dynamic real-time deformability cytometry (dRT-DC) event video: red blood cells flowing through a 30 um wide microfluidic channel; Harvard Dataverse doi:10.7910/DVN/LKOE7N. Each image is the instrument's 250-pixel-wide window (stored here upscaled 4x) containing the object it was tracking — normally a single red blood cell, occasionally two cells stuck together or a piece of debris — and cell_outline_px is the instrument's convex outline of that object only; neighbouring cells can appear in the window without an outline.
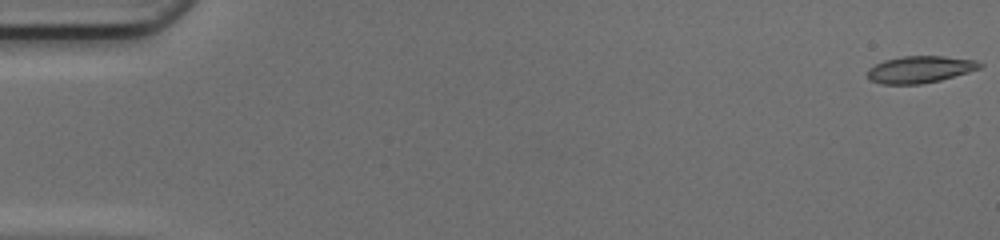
{"species": "common noctule bat (a hibernating species)", "species_latin": "Nyctalus noctula", "temperature_condition": "cold", "stored_images_in_passage": 50, "camera_frame_rate_fps": 3000, "um_per_image_px": 0.085, "animal": {"sex": "female", "body_mass_g": 17.0, "forearm_length_mm": 48.0}, "frame": {"image": 1, "passage_image": 1, "time_ms": 0.0, "image_size_px": [1000, 240], "cell_outline_px": [[984, 64], [980, 68], [968, 72], [940, 80], [920, 84], [884, 84], [872, 80], [868, 76], [868, 68], [884, 60], [900, 56], [944, 56], [976, 60]], "centroid_in_image_um": [78.22, 5.89], "position_along_channel_um": 6.8, "area_um2": 17.51}}
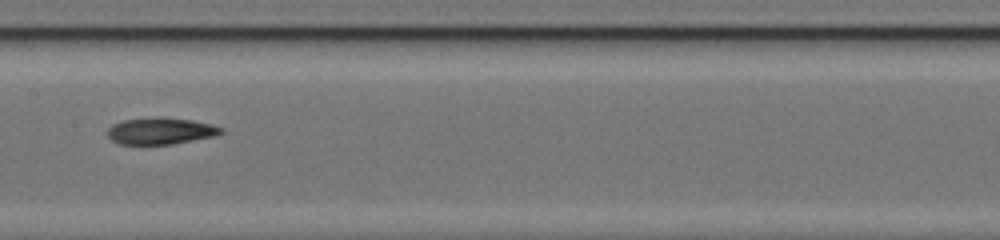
{"frame": {"image": 2, "passage_image": 26, "time_ms": 8.333, "image_size_px": [1000, 240], "cell_outline_px": [[224, 132], [220, 136], [172, 144], [120, 144], [112, 140], [108, 136], [108, 128], [112, 124], [124, 120], [192, 120], [212, 124], [224, 128]], "centroid_in_image_um": [13.74, 11.19], "position_along_channel_um": 193.7, "area_um2": 16.99}}
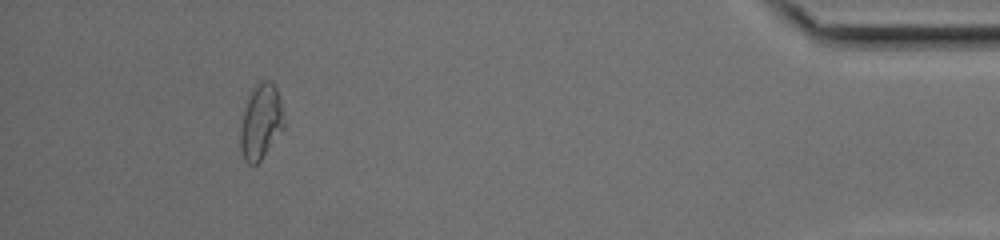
{"frame": {"image": 3, "passage_image": 46, "time_ms": 15.0, "image_size_px": [1000, 240], "cell_outline_px": [[284, 128], [260, 160], [256, 164], [248, 164], [244, 160], [240, 152], [240, 128], [248, 96], [252, 88], [260, 80], [272, 80], [276, 88], [280, 100], [284, 124]], "centroid_in_image_um": [22.15, 10.33], "position_along_channel_um": 413.0, "area_um2": 19.02}, "authors_computed_cell_mechanics": {"area_um2": 17.629, "velocity_mm_per_s": 4.2288, "shape_relaxation_time_tau1_ms": null, "shape_relaxation_time_tau2_ms": 5.1671, "deformation_change_tau1": null, "deformation_change_tau2": 0.1249}}